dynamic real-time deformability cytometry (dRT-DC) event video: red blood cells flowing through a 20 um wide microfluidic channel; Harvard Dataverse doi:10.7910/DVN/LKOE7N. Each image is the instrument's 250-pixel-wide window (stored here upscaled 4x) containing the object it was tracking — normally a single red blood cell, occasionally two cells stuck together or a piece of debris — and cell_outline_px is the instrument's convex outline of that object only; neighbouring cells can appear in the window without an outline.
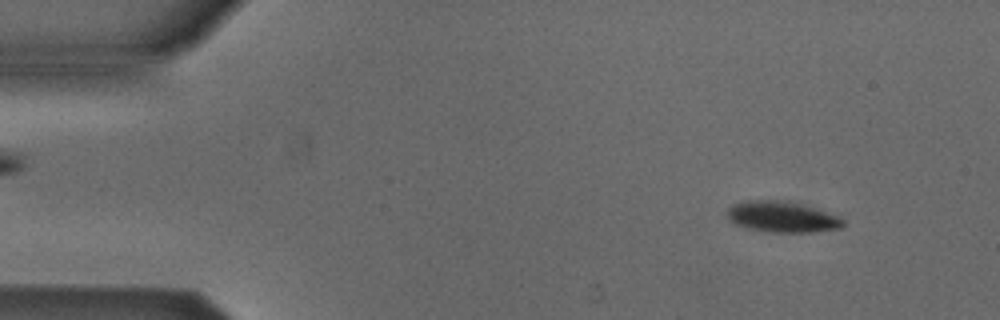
{"species": "Egyptian fruit bat (a non-hibernating species)", "species_latin": "Rousettus aegyptiacus", "temperature_condition": "cold", "stored_images_in_passage": 52, "camera_frame_rate_fps": 3000, "um_per_image_px": 0.085, "animal": {"sex": "male"}, "frame": {"image": 1, "passage_image": 5, "time_ms": 1.333, "image_size_px": [1000, 320], "cell_outline_px": [[844, 224], [840, 228], [812, 232], [764, 232], [748, 228], [736, 224], [728, 220], [724, 216], [728, 208], [732, 204], [748, 200], [788, 200], [804, 204], [840, 216], [844, 220]], "centroid_in_image_um": [66.45, 18.42], "position_along_channel_um": 18.5, "area_um2": 21.33}}
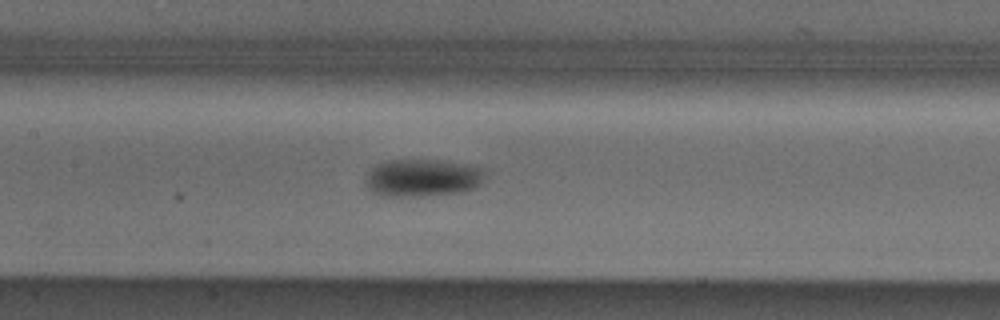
{"frame": {"image": 2, "passage_image": 24, "time_ms": 7.667, "image_size_px": [1000, 320], "cell_outline_px": [[488, 168], [480, 184], [472, 188], [460, 192], [416, 196], [380, 196], [372, 192], [364, 184], [364, 180], [368, 172], [376, 164], [388, 160], [444, 160]], "centroid_in_image_um": [35.9, 15.1], "position_along_channel_um": 171.5, "area_um2": 26.41}}
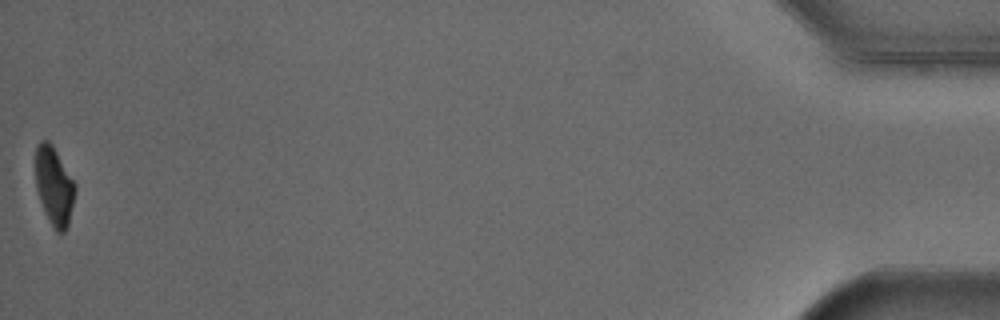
{"frame": {"image": 3, "passage_image": 52, "time_ms": 17.0, "image_size_px": [1000, 320], "cell_outline_px": [[76, 192], [68, 224], [64, 232], [56, 232], [48, 220], [44, 212], [36, 188], [36, 148], [40, 140], [48, 140], [52, 144], [76, 184]], "centroid_in_image_um": [4.61, 15.82], "position_along_channel_um": 430.6, "area_um2": 18.09}, "authors_computed_cell_mechanics": {"area_um2": 22.0796, "velocity_mm_per_s": 3.8795, "shape_relaxation_time_tau1_ms": 2.5962, "shape_relaxation_time_tau2_ms": null, "deformation_change_tau1": 0.0747, "deformation_change_tau2": null}}